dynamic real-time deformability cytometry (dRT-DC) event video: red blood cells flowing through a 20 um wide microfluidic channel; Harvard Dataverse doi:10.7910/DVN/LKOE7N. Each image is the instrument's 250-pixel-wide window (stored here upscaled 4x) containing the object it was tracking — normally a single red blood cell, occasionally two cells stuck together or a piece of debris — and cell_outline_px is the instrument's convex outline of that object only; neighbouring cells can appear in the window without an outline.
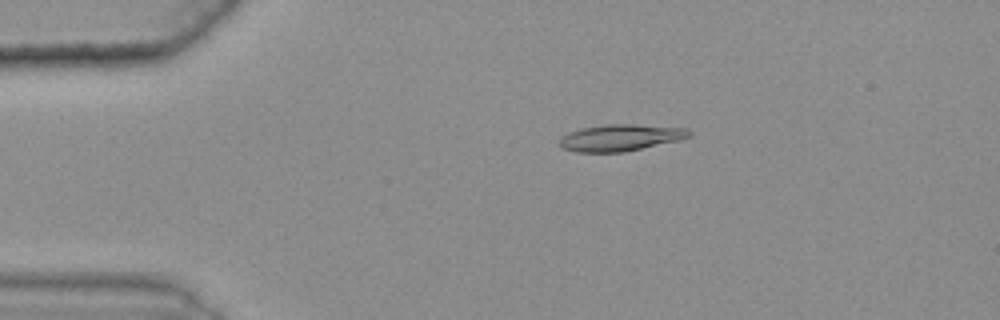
{"species": "common noctule bat (a hibernating species)", "species_latin": "Nyctalus noctula", "temperature_condition": "warm", "stored_images_in_passage": 49, "camera_frame_rate_fps": 3000, "um_per_image_px": 0.085, "animal": {"sex": "female", "body_mass_g": 25.1}, "frame": {"image": 1, "passage_image": 11, "time_ms": 3.333, "image_size_px": [1000, 320], "cell_outline_px": [[692, 136], [680, 140], [624, 152], [576, 152], [564, 148], [556, 144], [560, 136], [580, 128], [608, 124], [636, 124], [684, 128], [692, 132]], "centroid_in_image_um": [52.71, 11.7], "position_along_channel_um": 32.3, "area_um2": 20.29}}
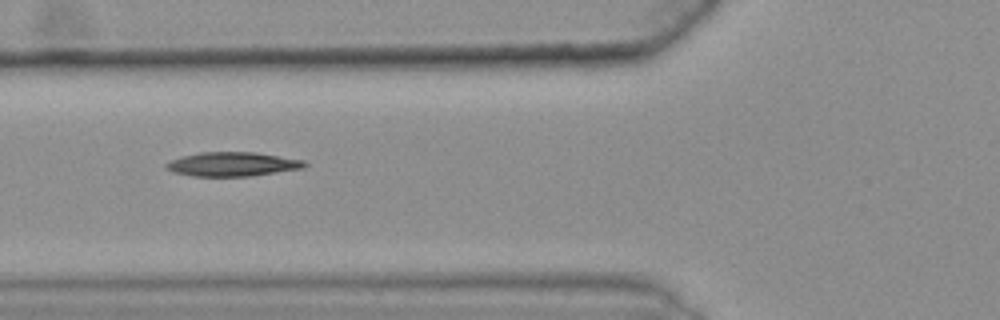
{"frame": {"image": 2, "passage_image": 21, "time_ms": 6.667, "image_size_px": [1000, 320], "cell_outline_px": [[308, 164], [304, 168], [248, 176], [192, 176], [172, 172], [164, 168], [164, 164], [180, 156], [200, 152], [256, 152], [304, 160]], "centroid_in_image_um": [19.72, 13.95], "position_along_channel_um": 106.1, "area_um2": 19.54}}
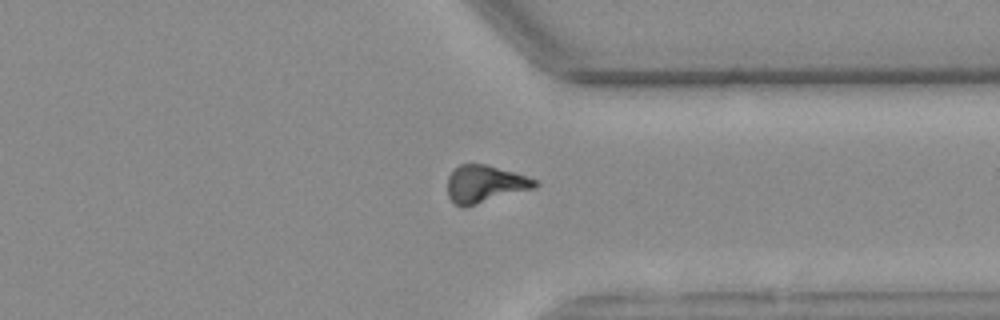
{"frame": {"image": 3, "passage_image": 43, "time_ms": 14.0, "image_size_px": [1000, 320], "cell_outline_px": [[540, 184], [536, 188], [464, 208], [460, 208], [448, 196], [448, 176], [460, 164], [484, 164], [528, 176], [536, 180]], "centroid_in_image_um": [41.24, 15.66], "position_along_channel_um": 370.2, "area_um2": 19.13}}